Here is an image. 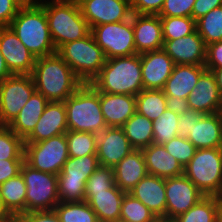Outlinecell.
<instances>
[{
	"label": "cell",
	"instance_id": "cell-25",
	"mask_svg": "<svg viewBox=\"0 0 222 222\" xmlns=\"http://www.w3.org/2000/svg\"><path fill=\"white\" fill-rule=\"evenodd\" d=\"M197 149L222 148V113L205 114L187 138Z\"/></svg>",
	"mask_w": 222,
	"mask_h": 222
},
{
	"label": "cell",
	"instance_id": "cell-23",
	"mask_svg": "<svg viewBox=\"0 0 222 222\" xmlns=\"http://www.w3.org/2000/svg\"><path fill=\"white\" fill-rule=\"evenodd\" d=\"M100 105L107 127H122L136 112V96L100 92Z\"/></svg>",
	"mask_w": 222,
	"mask_h": 222
},
{
	"label": "cell",
	"instance_id": "cell-41",
	"mask_svg": "<svg viewBox=\"0 0 222 222\" xmlns=\"http://www.w3.org/2000/svg\"><path fill=\"white\" fill-rule=\"evenodd\" d=\"M115 185L114 168L99 165L88 178L85 192H105Z\"/></svg>",
	"mask_w": 222,
	"mask_h": 222
},
{
	"label": "cell",
	"instance_id": "cell-5",
	"mask_svg": "<svg viewBox=\"0 0 222 222\" xmlns=\"http://www.w3.org/2000/svg\"><path fill=\"white\" fill-rule=\"evenodd\" d=\"M64 104L68 130L100 134L107 128L101 112L100 92L90 83H83Z\"/></svg>",
	"mask_w": 222,
	"mask_h": 222
},
{
	"label": "cell",
	"instance_id": "cell-46",
	"mask_svg": "<svg viewBox=\"0 0 222 222\" xmlns=\"http://www.w3.org/2000/svg\"><path fill=\"white\" fill-rule=\"evenodd\" d=\"M204 66L207 70L222 68V41L213 42L206 46Z\"/></svg>",
	"mask_w": 222,
	"mask_h": 222
},
{
	"label": "cell",
	"instance_id": "cell-38",
	"mask_svg": "<svg viewBox=\"0 0 222 222\" xmlns=\"http://www.w3.org/2000/svg\"><path fill=\"white\" fill-rule=\"evenodd\" d=\"M178 120L179 115L166 108L164 113L157 120L153 121V143L164 145L178 136Z\"/></svg>",
	"mask_w": 222,
	"mask_h": 222
},
{
	"label": "cell",
	"instance_id": "cell-47",
	"mask_svg": "<svg viewBox=\"0 0 222 222\" xmlns=\"http://www.w3.org/2000/svg\"><path fill=\"white\" fill-rule=\"evenodd\" d=\"M23 163L24 159L0 160V185L10 178L16 177L20 173Z\"/></svg>",
	"mask_w": 222,
	"mask_h": 222
},
{
	"label": "cell",
	"instance_id": "cell-7",
	"mask_svg": "<svg viewBox=\"0 0 222 222\" xmlns=\"http://www.w3.org/2000/svg\"><path fill=\"white\" fill-rule=\"evenodd\" d=\"M184 175L205 195H222V148L197 149Z\"/></svg>",
	"mask_w": 222,
	"mask_h": 222
},
{
	"label": "cell",
	"instance_id": "cell-58",
	"mask_svg": "<svg viewBox=\"0 0 222 222\" xmlns=\"http://www.w3.org/2000/svg\"><path fill=\"white\" fill-rule=\"evenodd\" d=\"M156 222H174V221L173 220H166V219L160 218Z\"/></svg>",
	"mask_w": 222,
	"mask_h": 222
},
{
	"label": "cell",
	"instance_id": "cell-59",
	"mask_svg": "<svg viewBox=\"0 0 222 222\" xmlns=\"http://www.w3.org/2000/svg\"><path fill=\"white\" fill-rule=\"evenodd\" d=\"M112 222H125V221H122V220H116V221H112Z\"/></svg>",
	"mask_w": 222,
	"mask_h": 222
},
{
	"label": "cell",
	"instance_id": "cell-55",
	"mask_svg": "<svg viewBox=\"0 0 222 222\" xmlns=\"http://www.w3.org/2000/svg\"><path fill=\"white\" fill-rule=\"evenodd\" d=\"M14 1L17 2L21 7L32 6L39 2V0H14Z\"/></svg>",
	"mask_w": 222,
	"mask_h": 222
},
{
	"label": "cell",
	"instance_id": "cell-43",
	"mask_svg": "<svg viewBox=\"0 0 222 222\" xmlns=\"http://www.w3.org/2000/svg\"><path fill=\"white\" fill-rule=\"evenodd\" d=\"M195 0H165L160 17H191Z\"/></svg>",
	"mask_w": 222,
	"mask_h": 222
},
{
	"label": "cell",
	"instance_id": "cell-11",
	"mask_svg": "<svg viewBox=\"0 0 222 222\" xmlns=\"http://www.w3.org/2000/svg\"><path fill=\"white\" fill-rule=\"evenodd\" d=\"M91 34L102 48L106 59L137 54L132 15L130 19L125 21L91 27Z\"/></svg>",
	"mask_w": 222,
	"mask_h": 222
},
{
	"label": "cell",
	"instance_id": "cell-30",
	"mask_svg": "<svg viewBox=\"0 0 222 222\" xmlns=\"http://www.w3.org/2000/svg\"><path fill=\"white\" fill-rule=\"evenodd\" d=\"M26 188L21 173L0 185V199L10 215L25 213Z\"/></svg>",
	"mask_w": 222,
	"mask_h": 222
},
{
	"label": "cell",
	"instance_id": "cell-29",
	"mask_svg": "<svg viewBox=\"0 0 222 222\" xmlns=\"http://www.w3.org/2000/svg\"><path fill=\"white\" fill-rule=\"evenodd\" d=\"M48 103L44 95L35 91L17 117L8 125L9 128L25 140L34 130Z\"/></svg>",
	"mask_w": 222,
	"mask_h": 222
},
{
	"label": "cell",
	"instance_id": "cell-36",
	"mask_svg": "<svg viewBox=\"0 0 222 222\" xmlns=\"http://www.w3.org/2000/svg\"><path fill=\"white\" fill-rule=\"evenodd\" d=\"M174 222H216V196H204Z\"/></svg>",
	"mask_w": 222,
	"mask_h": 222
},
{
	"label": "cell",
	"instance_id": "cell-9",
	"mask_svg": "<svg viewBox=\"0 0 222 222\" xmlns=\"http://www.w3.org/2000/svg\"><path fill=\"white\" fill-rule=\"evenodd\" d=\"M20 173L26 184L25 212L54 210L59 203L57 175L22 164Z\"/></svg>",
	"mask_w": 222,
	"mask_h": 222
},
{
	"label": "cell",
	"instance_id": "cell-31",
	"mask_svg": "<svg viewBox=\"0 0 222 222\" xmlns=\"http://www.w3.org/2000/svg\"><path fill=\"white\" fill-rule=\"evenodd\" d=\"M153 121L135 112L121 127L131 146L141 150L153 143Z\"/></svg>",
	"mask_w": 222,
	"mask_h": 222
},
{
	"label": "cell",
	"instance_id": "cell-26",
	"mask_svg": "<svg viewBox=\"0 0 222 222\" xmlns=\"http://www.w3.org/2000/svg\"><path fill=\"white\" fill-rule=\"evenodd\" d=\"M126 192L116 185L105 192H85V199L96 213L99 222L120 220V210Z\"/></svg>",
	"mask_w": 222,
	"mask_h": 222
},
{
	"label": "cell",
	"instance_id": "cell-32",
	"mask_svg": "<svg viewBox=\"0 0 222 222\" xmlns=\"http://www.w3.org/2000/svg\"><path fill=\"white\" fill-rule=\"evenodd\" d=\"M166 108V96L162 89H143L136 95V112L151 121L157 120Z\"/></svg>",
	"mask_w": 222,
	"mask_h": 222
},
{
	"label": "cell",
	"instance_id": "cell-19",
	"mask_svg": "<svg viewBox=\"0 0 222 222\" xmlns=\"http://www.w3.org/2000/svg\"><path fill=\"white\" fill-rule=\"evenodd\" d=\"M132 27L137 54L163 48V31L159 15L132 13Z\"/></svg>",
	"mask_w": 222,
	"mask_h": 222
},
{
	"label": "cell",
	"instance_id": "cell-53",
	"mask_svg": "<svg viewBox=\"0 0 222 222\" xmlns=\"http://www.w3.org/2000/svg\"><path fill=\"white\" fill-rule=\"evenodd\" d=\"M216 222H222V195L216 196Z\"/></svg>",
	"mask_w": 222,
	"mask_h": 222
},
{
	"label": "cell",
	"instance_id": "cell-14",
	"mask_svg": "<svg viewBox=\"0 0 222 222\" xmlns=\"http://www.w3.org/2000/svg\"><path fill=\"white\" fill-rule=\"evenodd\" d=\"M90 28L131 18L130 0H77Z\"/></svg>",
	"mask_w": 222,
	"mask_h": 222
},
{
	"label": "cell",
	"instance_id": "cell-17",
	"mask_svg": "<svg viewBox=\"0 0 222 222\" xmlns=\"http://www.w3.org/2000/svg\"><path fill=\"white\" fill-rule=\"evenodd\" d=\"M174 61L175 65H204L206 45L198 31L175 40H165L162 48Z\"/></svg>",
	"mask_w": 222,
	"mask_h": 222
},
{
	"label": "cell",
	"instance_id": "cell-2",
	"mask_svg": "<svg viewBox=\"0 0 222 222\" xmlns=\"http://www.w3.org/2000/svg\"><path fill=\"white\" fill-rule=\"evenodd\" d=\"M90 84L99 92L136 96L143 90L141 54L106 59Z\"/></svg>",
	"mask_w": 222,
	"mask_h": 222
},
{
	"label": "cell",
	"instance_id": "cell-1",
	"mask_svg": "<svg viewBox=\"0 0 222 222\" xmlns=\"http://www.w3.org/2000/svg\"><path fill=\"white\" fill-rule=\"evenodd\" d=\"M31 75L36 91L49 102H64L83 84L57 52L36 58Z\"/></svg>",
	"mask_w": 222,
	"mask_h": 222
},
{
	"label": "cell",
	"instance_id": "cell-52",
	"mask_svg": "<svg viewBox=\"0 0 222 222\" xmlns=\"http://www.w3.org/2000/svg\"><path fill=\"white\" fill-rule=\"evenodd\" d=\"M12 75L6 66L4 56L0 52V83Z\"/></svg>",
	"mask_w": 222,
	"mask_h": 222
},
{
	"label": "cell",
	"instance_id": "cell-16",
	"mask_svg": "<svg viewBox=\"0 0 222 222\" xmlns=\"http://www.w3.org/2000/svg\"><path fill=\"white\" fill-rule=\"evenodd\" d=\"M134 148L121 127H107L97 139V158L99 165L115 167Z\"/></svg>",
	"mask_w": 222,
	"mask_h": 222
},
{
	"label": "cell",
	"instance_id": "cell-15",
	"mask_svg": "<svg viewBox=\"0 0 222 222\" xmlns=\"http://www.w3.org/2000/svg\"><path fill=\"white\" fill-rule=\"evenodd\" d=\"M0 52L12 75L32 74L36 58L9 26L0 27Z\"/></svg>",
	"mask_w": 222,
	"mask_h": 222
},
{
	"label": "cell",
	"instance_id": "cell-20",
	"mask_svg": "<svg viewBox=\"0 0 222 222\" xmlns=\"http://www.w3.org/2000/svg\"><path fill=\"white\" fill-rule=\"evenodd\" d=\"M187 101L190 109L204 114H214L222 111V95L217 87L215 75L211 70L206 69L200 75Z\"/></svg>",
	"mask_w": 222,
	"mask_h": 222
},
{
	"label": "cell",
	"instance_id": "cell-40",
	"mask_svg": "<svg viewBox=\"0 0 222 222\" xmlns=\"http://www.w3.org/2000/svg\"><path fill=\"white\" fill-rule=\"evenodd\" d=\"M24 140L9 126L0 125V160L24 159Z\"/></svg>",
	"mask_w": 222,
	"mask_h": 222
},
{
	"label": "cell",
	"instance_id": "cell-24",
	"mask_svg": "<svg viewBox=\"0 0 222 222\" xmlns=\"http://www.w3.org/2000/svg\"><path fill=\"white\" fill-rule=\"evenodd\" d=\"M206 70L204 65H175L162 89L165 96L186 99L195 88L200 75Z\"/></svg>",
	"mask_w": 222,
	"mask_h": 222
},
{
	"label": "cell",
	"instance_id": "cell-3",
	"mask_svg": "<svg viewBox=\"0 0 222 222\" xmlns=\"http://www.w3.org/2000/svg\"><path fill=\"white\" fill-rule=\"evenodd\" d=\"M44 9L56 50L63 44L87 36L91 28L77 0H39Z\"/></svg>",
	"mask_w": 222,
	"mask_h": 222
},
{
	"label": "cell",
	"instance_id": "cell-44",
	"mask_svg": "<svg viewBox=\"0 0 222 222\" xmlns=\"http://www.w3.org/2000/svg\"><path fill=\"white\" fill-rule=\"evenodd\" d=\"M205 114L193 109L186 110L182 115L179 116L177 123L178 136L187 139L191 132L194 123H197Z\"/></svg>",
	"mask_w": 222,
	"mask_h": 222
},
{
	"label": "cell",
	"instance_id": "cell-57",
	"mask_svg": "<svg viewBox=\"0 0 222 222\" xmlns=\"http://www.w3.org/2000/svg\"><path fill=\"white\" fill-rule=\"evenodd\" d=\"M0 222H20L19 215H10Z\"/></svg>",
	"mask_w": 222,
	"mask_h": 222
},
{
	"label": "cell",
	"instance_id": "cell-56",
	"mask_svg": "<svg viewBox=\"0 0 222 222\" xmlns=\"http://www.w3.org/2000/svg\"><path fill=\"white\" fill-rule=\"evenodd\" d=\"M8 216H10L9 212L4 208V205L0 199V221L6 219Z\"/></svg>",
	"mask_w": 222,
	"mask_h": 222
},
{
	"label": "cell",
	"instance_id": "cell-50",
	"mask_svg": "<svg viewBox=\"0 0 222 222\" xmlns=\"http://www.w3.org/2000/svg\"><path fill=\"white\" fill-rule=\"evenodd\" d=\"M222 6V0H195L191 17L197 21L212 9Z\"/></svg>",
	"mask_w": 222,
	"mask_h": 222
},
{
	"label": "cell",
	"instance_id": "cell-18",
	"mask_svg": "<svg viewBox=\"0 0 222 222\" xmlns=\"http://www.w3.org/2000/svg\"><path fill=\"white\" fill-rule=\"evenodd\" d=\"M174 66V61L163 49L141 54L143 89H163Z\"/></svg>",
	"mask_w": 222,
	"mask_h": 222
},
{
	"label": "cell",
	"instance_id": "cell-35",
	"mask_svg": "<svg viewBox=\"0 0 222 222\" xmlns=\"http://www.w3.org/2000/svg\"><path fill=\"white\" fill-rule=\"evenodd\" d=\"M54 210L61 222H99L96 213L86 201L59 202Z\"/></svg>",
	"mask_w": 222,
	"mask_h": 222
},
{
	"label": "cell",
	"instance_id": "cell-13",
	"mask_svg": "<svg viewBox=\"0 0 222 222\" xmlns=\"http://www.w3.org/2000/svg\"><path fill=\"white\" fill-rule=\"evenodd\" d=\"M166 220L185 213L205 195L183 174L165 178Z\"/></svg>",
	"mask_w": 222,
	"mask_h": 222
},
{
	"label": "cell",
	"instance_id": "cell-10",
	"mask_svg": "<svg viewBox=\"0 0 222 222\" xmlns=\"http://www.w3.org/2000/svg\"><path fill=\"white\" fill-rule=\"evenodd\" d=\"M24 144V162L35 170L58 175L69 158L65 134Z\"/></svg>",
	"mask_w": 222,
	"mask_h": 222
},
{
	"label": "cell",
	"instance_id": "cell-8",
	"mask_svg": "<svg viewBox=\"0 0 222 222\" xmlns=\"http://www.w3.org/2000/svg\"><path fill=\"white\" fill-rule=\"evenodd\" d=\"M98 166L97 155L69 157L57 175L59 202L84 201L87 180Z\"/></svg>",
	"mask_w": 222,
	"mask_h": 222
},
{
	"label": "cell",
	"instance_id": "cell-12",
	"mask_svg": "<svg viewBox=\"0 0 222 222\" xmlns=\"http://www.w3.org/2000/svg\"><path fill=\"white\" fill-rule=\"evenodd\" d=\"M36 91L30 74L10 75L0 83V125L8 126Z\"/></svg>",
	"mask_w": 222,
	"mask_h": 222
},
{
	"label": "cell",
	"instance_id": "cell-45",
	"mask_svg": "<svg viewBox=\"0 0 222 222\" xmlns=\"http://www.w3.org/2000/svg\"><path fill=\"white\" fill-rule=\"evenodd\" d=\"M165 0H130L134 14L159 15Z\"/></svg>",
	"mask_w": 222,
	"mask_h": 222
},
{
	"label": "cell",
	"instance_id": "cell-22",
	"mask_svg": "<svg viewBox=\"0 0 222 222\" xmlns=\"http://www.w3.org/2000/svg\"><path fill=\"white\" fill-rule=\"evenodd\" d=\"M129 194L140 200L158 219H166L165 178L147 174Z\"/></svg>",
	"mask_w": 222,
	"mask_h": 222
},
{
	"label": "cell",
	"instance_id": "cell-6",
	"mask_svg": "<svg viewBox=\"0 0 222 222\" xmlns=\"http://www.w3.org/2000/svg\"><path fill=\"white\" fill-rule=\"evenodd\" d=\"M56 52L83 83H91L106 62L104 52L91 32L81 39L61 45Z\"/></svg>",
	"mask_w": 222,
	"mask_h": 222
},
{
	"label": "cell",
	"instance_id": "cell-37",
	"mask_svg": "<svg viewBox=\"0 0 222 222\" xmlns=\"http://www.w3.org/2000/svg\"><path fill=\"white\" fill-rule=\"evenodd\" d=\"M120 220L125 222H156L158 218L140 200L125 193L120 210Z\"/></svg>",
	"mask_w": 222,
	"mask_h": 222
},
{
	"label": "cell",
	"instance_id": "cell-51",
	"mask_svg": "<svg viewBox=\"0 0 222 222\" xmlns=\"http://www.w3.org/2000/svg\"><path fill=\"white\" fill-rule=\"evenodd\" d=\"M166 106L167 109L175 112L179 116L189 109L188 101L186 99L171 96H166Z\"/></svg>",
	"mask_w": 222,
	"mask_h": 222
},
{
	"label": "cell",
	"instance_id": "cell-39",
	"mask_svg": "<svg viewBox=\"0 0 222 222\" xmlns=\"http://www.w3.org/2000/svg\"><path fill=\"white\" fill-rule=\"evenodd\" d=\"M163 40H175L196 31V21L192 17H160Z\"/></svg>",
	"mask_w": 222,
	"mask_h": 222
},
{
	"label": "cell",
	"instance_id": "cell-21",
	"mask_svg": "<svg viewBox=\"0 0 222 222\" xmlns=\"http://www.w3.org/2000/svg\"><path fill=\"white\" fill-rule=\"evenodd\" d=\"M68 131L64 102H49L32 133L24 143H36Z\"/></svg>",
	"mask_w": 222,
	"mask_h": 222
},
{
	"label": "cell",
	"instance_id": "cell-34",
	"mask_svg": "<svg viewBox=\"0 0 222 222\" xmlns=\"http://www.w3.org/2000/svg\"><path fill=\"white\" fill-rule=\"evenodd\" d=\"M196 30L205 45L222 41V6L216 7L196 21Z\"/></svg>",
	"mask_w": 222,
	"mask_h": 222
},
{
	"label": "cell",
	"instance_id": "cell-49",
	"mask_svg": "<svg viewBox=\"0 0 222 222\" xmlns=\"http://www.w3.org/2000/svg\"><path fill=\"white\" fill-rule=\"evenodd\" d=\"M19 219L20 222H61L55 210L25 212Z\"/></svg>",
	"mask_w": 222,
	"mask_h": 222
},
{
	"label": "cell",
	"instance_id": "cell-28",
	"mask_svg": "<svg viewBox=\"0 0 222 222\" xmlns=\"http://www.w3.org/2000/svg\"><path fill=\"white\" fill-rule=\"evenodd\" d=\"M142 150L148 174L161 178L176 177L184 174V167L163 145L152 143Z\"/></svg>",
	"mask_w": 222,
	"mask_h": 222
},
{
	"label": "cell",
	"instance_id": "cell-4",
	"mask_svg": "<svg viewBox=\"0 0 222 222\" xmlns=\"http://www.w3.org/2000/svg\"><path fill=\"white\" fill-rule=\"evenodd\" d=\"M9 27L35 58L56 53L45 9L39 3L21 7Z\"/></svg>",
	"mask_w": 222,
	"mask_h": 222
},
{
	"label": "cell",
	"instance_id": "cell-27",
	"mask_svg": "<svg viewBox=\"0 0 222 222\" xmlns=\"http://www.w3.org/2000/svg\"><path fill=\"white\" fill-rule=\"evenodd\" d=\"M113 168L116 186L126 193L148 174L142 150L134 149Z\"/></svg>",
	"mask_w": 222,
	"mask_h": 222
},
{
	"label": "cell",
	"instance_id": "cell-42",
	"mask_svg": "<svg viewBox=\"0 0 222 222\" xmlns=\"http://www.w3.org/2000/svg\"><path fill=\"white\" fill-rule=\"evenodd\" d=\"M183 167L193 158L197 148L188 140L176 136L163 145Z\"/></svg>",
	"mask_w": 222,
	"mask_h": 222
},
{
	"label": "cell",
	"instance_id": "cell-54",
	"mask_svg": "<svg viewBox=\"0 0 222 222\" xmlns=\"http://www.w3.org/2000/svg\"><path fill=\"white\" fill-rule=\"evenodd\" d=\"M211 71L215 75L217 87L219 89L220 94L222 95V68L212 69Z\"/></svg>",
	"mask_w": 222,
	"mask_h": 222
},
{
	"label": "cell",
	"instance_id": "cell-48",
	"mask_svg": "<svg viewBox=\"0 0 222 222\" xmlns=\"http://www.w3.org/2000/svg\"><path fill=\"white\" fill-rule=\"evenodd\" d=\"M20 8L14 0H0V27H8Z\"/></svg>",
	"mask_w": 222,
	"mask_h": 222
},
{
	"label": "cell",
	"instance_id": "cell-33",
	"mask_svg": "<svg viewBox=\"0 0 222 222\" xmlns=\"http://www.w3.org/2000/svg\"><path fill=\"white\" fill-rule=\"evenodd\" d=\"M69 157L96 155L98 134L68 130L65 133Z\"/></svg>",
	"mask_w": 222,
	"mask_h": 222
}]
</instances>
